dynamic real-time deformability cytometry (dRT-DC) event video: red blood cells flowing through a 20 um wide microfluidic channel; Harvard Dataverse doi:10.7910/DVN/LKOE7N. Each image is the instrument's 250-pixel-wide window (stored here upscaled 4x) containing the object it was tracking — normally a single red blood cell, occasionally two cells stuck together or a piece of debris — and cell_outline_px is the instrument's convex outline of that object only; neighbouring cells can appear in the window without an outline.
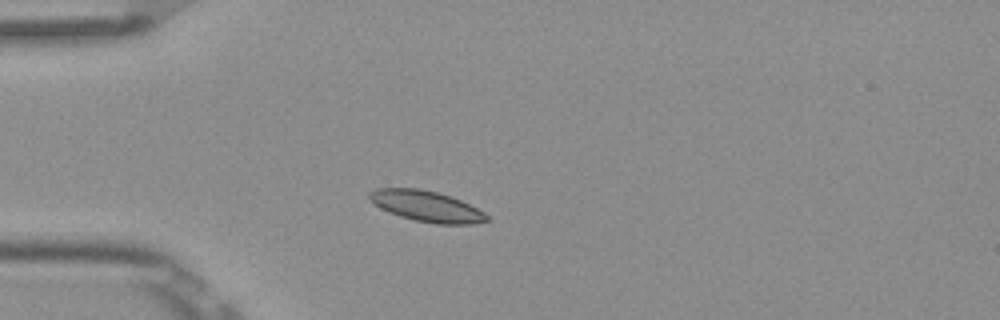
{"species": "Egyptian fruit bat (a non-hibernating species)", "species_latin": "Rousettus aegyptiacus", "temperature_condition": "room temperature", "stored_images_in_passage": 4, "camera_frame_rate_fps": 3000, "um_per_image_px": 0.085, "frame": {"image": 1, "passage_image": 3, "time_ms": 0.667, "image_size_px": [1000, 320], "cell_outline_px": [[488, 220], [472, 224], [436, 224], [412, 220], [388, 212], [380, 208], [368, 200], [368, 192], [376, 188], [420, 188], [452, 196], [484, 212], [488, 216]], "centroid_in_image_um": [36.2, 17.52], "position_along_channel_um": 48.8, "area_um2": 21.21}}